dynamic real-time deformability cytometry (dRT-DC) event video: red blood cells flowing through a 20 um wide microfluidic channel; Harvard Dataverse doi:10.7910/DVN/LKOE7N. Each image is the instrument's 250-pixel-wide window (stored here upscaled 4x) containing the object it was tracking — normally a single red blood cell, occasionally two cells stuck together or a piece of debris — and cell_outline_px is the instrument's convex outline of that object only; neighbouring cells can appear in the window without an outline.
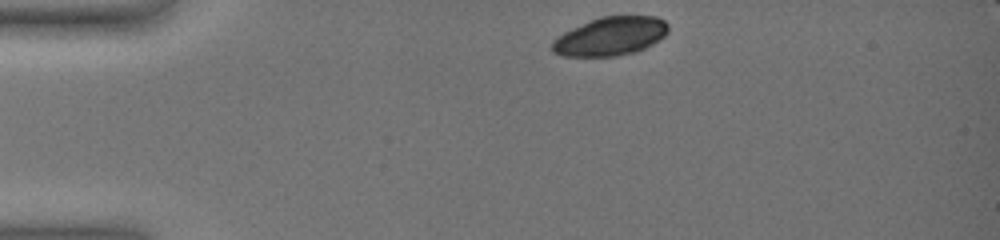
{"species": "common noctule bat (a hibernating species)", "species_latin": "Nyctalus noctula", "temperature_condition": "warm", "stored_images_in_passage": 42, "camera_frame_rate_fps": 3000, "um_per_image_px": 0.085, "animal": {"sex": "female", "body_mass_g": 19.0, "forearm_length_mm": 51.5}, "frame": {"image": 1, "passage_image": 1, "time_ms": 0.0, "image_size_px": [1000, 240], "cell_outline_px": [[668, 32], [660, 40], [636, 52], [616, 56], [560, 56], [552, 52], [552, 40], [564, 32], [572, 28], [600, 16], [656, 16], [664, 20], [668, 24]], "centroid_in_image_um": [51.89, 3.09], "position_along_channel_um": 33.1, "area_um2": 26.18}}
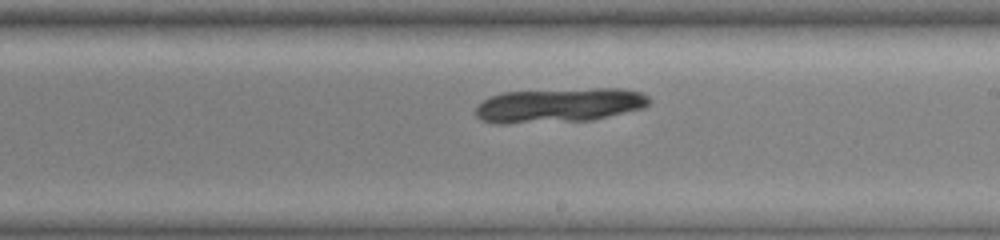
{"frame": {"image": 2, "passage_image": 24, "time_ms": 7.667, "image_size_px": [1000, 240], "cell_outline_px": [[652, 100], [644, 108], [592, 120], [504, 124], [500, 124], [484, 120], [476, 116], [476, 108], [488, 96], [504, 92], [592, 88], [624, 88], [640, 92], [648, 96]], "centroid_in_image_um": [47.57, 8.94], "position_along_channel_um": 241.4, "area_um2": 34.97}}
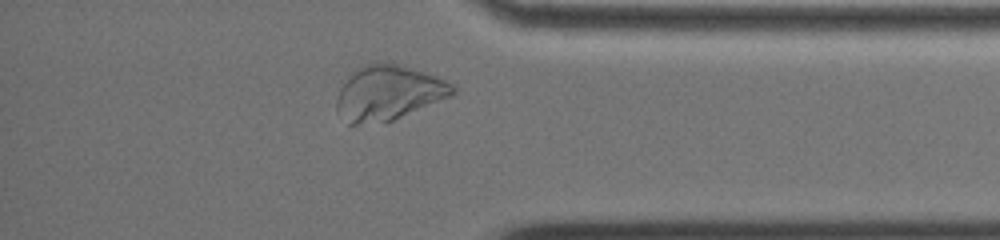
{"frame": {"image": 3, "passage_image": 38, "time_ms": 12.333, "image_size_px": [1000, 240], "cell_outline_px": [[456, 92], [452, 96], [392, 120], [356, 124], [348, 124], [336, 108], [336, 100], [340, 88], [348, 72], [364, 64], [380, 60], [392, 60], [436, 76], [452, 84], [456, 88]], "centroid_in_image_um": [33.0, 7.82], "position_along_channel_um": 402.2, "area_um2": 37.57}}